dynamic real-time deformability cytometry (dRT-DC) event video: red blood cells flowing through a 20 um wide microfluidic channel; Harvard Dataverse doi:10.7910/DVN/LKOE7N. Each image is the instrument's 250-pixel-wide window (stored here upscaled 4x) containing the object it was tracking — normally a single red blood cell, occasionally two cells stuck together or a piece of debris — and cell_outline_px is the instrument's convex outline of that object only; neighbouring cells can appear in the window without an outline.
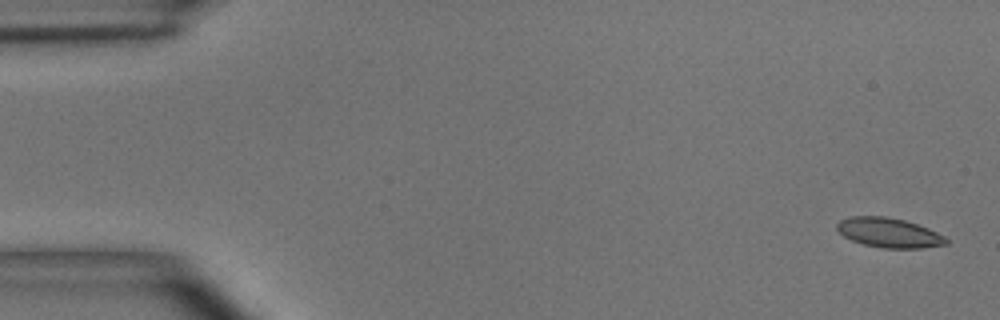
{"species": "common noctule bat (a hibernating species)", "species_latin": "Nyctalus noctula", "temperature_condition": "room temperature", "stored_images_in_passage": 4, "camera_frame_rate_fps": 3000, "um_per_image_px": 0.085, "animal": {"sex": "male", "body_mass_g": 15.6}, "frame": {"image": 1, "passage_image": 1, "time_ms": 0.0, "image_size_px": [1000, 320], "cell_outline_px": [[948, 244], [920, 248], [880, 248], [864, 244], [852, 240], [844, 236], [836, 228], [836, 224], [840, 220], [852, 216], [884, 216], [904, 220], [928, 228], [944, 236], [948, 240]], "centroid_in_image_um": [75.55, 19.78], "position_along_channel_um": 9.4, "area_um2": 18.73}}
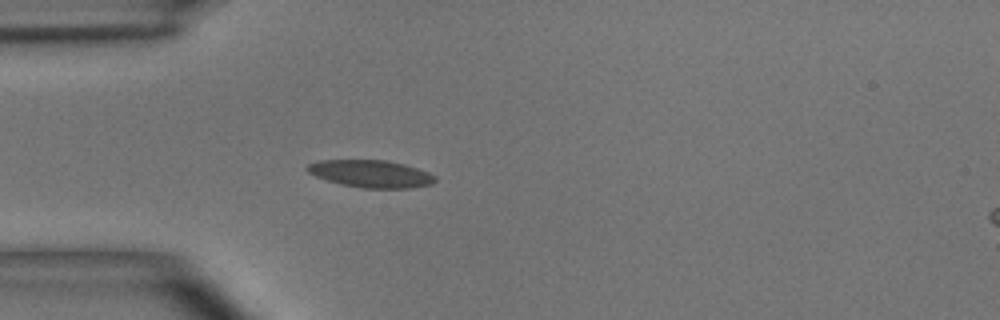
{"frame": {"image": 2, "passage_image": 4, "time_ms": 4.333, "image_size_px": [1000, 320], "cell_outline_px": [[436, 180], [432, 184], [408, 188], [360, 188], [340, 184], [316, 176], [308, 172], [304, 168], [308, 164], [320, 160], [384, 160], [404, 164], [428, 172], [436, 176]], "centroid_in_image_um": [31.51, 14.77], "position_along_channel_um": 53.5, "area_um2": 20.35}}